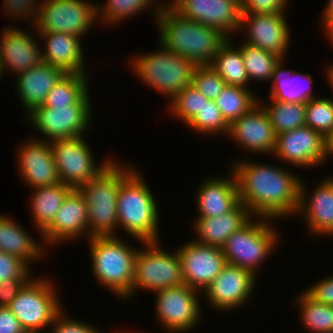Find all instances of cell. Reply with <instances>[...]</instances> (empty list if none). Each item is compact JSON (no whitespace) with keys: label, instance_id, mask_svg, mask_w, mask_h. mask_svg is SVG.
<instances>
[{"label":"cell","instance_id":"cell-1","mask_svg":"<svg viewBox=\"0 0 333 333\" xmlns=\"http://www.w3.org/2000/svg\"><path fill=\"white\" fill-rule=\"evenodd\" d=\"M235 175L240 203L252 217L275 218L296 215L301 179L289 170L269 164L235 161Z\"/></svg>","mask_w":333,"mask_h":333},{"label":"cell","instance_id":"cell-2","mask_svg":"<svg viewBox=\"0 0 333 333\" xmlns=\"http://www.w3.org/2000/svg\"><path fill=\"white\" fill-rule=\"evenodd\" d=\"M155 23L159 44L190 59L195 65H210L220 47L229 39L216 27L187 19L175 9L159 10Z\"/></svg>","mask_w":333,"mask_h":333},{"label":"cell","instance_id":"cell-3","mask_svg":"<svg viewBox=\"0 0 333 333\" xmlns=\"http://www.w3.org/2000/svg\"><path fill=\"white\" fill-rule=\"evenodd\" d=\"M151 192L136 169L119 187L116 204L118 228L121 226L138 242L159 241V211Z\"/></svg>","mask_w":333,"mask_h":333},{"label":"cell","instance_id":"cell-4","mask_svg":"<svg viewBox=\"0 0 333 333\" xmlns=\"http://www.w3.org/2000/svg\"><path fill=\"white\" fill-rule=\"evenodd\" d=\"M111 160L90 182L77 188L88 205L90 236L115 235L118 228L116 204L119 187L134 167Z\"/></svg>","mask_w":333,"mask_h":333},{"label":"cell","instance_id":"cell-5","mask_svg":"<svg viewBox=\"0 0 333 333\" xmlns=\"http://www.w3.org/2000/svg\"><path fill=\"white\" fill-rule=\"evenodd\" d=\"M115 236H91L88 239L92 271L102 286L125 300L132 291L135 257L139 249Z\"/></svg>","mask_w":333,"mask_h":333},{"label":"cell","instance_id":"cell-6","mask_svg":"<svg viewBox=\"0 0 333 333\" xmlns=\"http://www.w3.org/2000/svg\"><path fill=\"white\" fill-rule=\"evenodd\" d=\"M158 50L147 55L140 54L135 56V59L132 57V68L145 84L173 98L185 86L192 84L196 65L190 59L177 55L162 45Z\"/></svg>","mask_w":333,"mask_h":333},{"label":"cell","instance_id":"cell-7","mask_svg":"<svg viewBox=\"0 0 333 333\" xmlns=\"http://www.w3.org/2000/svg\"><path fill=\"white\" fill-rule=\"evenodd\" d=\"M270 220L263 217L257 221L251 219L234 232L221 248L227 263L249 270L256 276L258 265L269 257L278 243L277 231L270 225Z\"/></svg>","mask_w":333,"mask_h":333},{"label":"cell","instance_id":"cell-8","mask_svg":"<svg viewBox=\"0 0 333 333\" xmlns=\"http://www.w3.org/2000/svg\"><path fill=\"white\" fill-rule=\"evenodd\" d=\"M159 242H142L145 248H139L136 254L132 291L126 299L134 296L137 288L156 292L184 284L177 250L166 252L158 245Z\"/></svg>","mask_w":333,"mask_h":333},{"label":"cell","instance_id":"cell-9","mask_svg":"<svg viewBox=\"0 0 333 333\" xmlns=\"http://www.w3.org/2000/svg\"><path fill=\"white\" fill-rule=\"evenodd\" d=\"M48 279L31 278L7 306L26 332H42L64 310Z\"/></svg>","mask_w":333,"mask_h":333},{"label":"cell","instance_id":"cell-10","mask_svg":"<svg viewBox=\"0 0 333 333\" xmlns=\"http://www.w3.org/2000/svg\"><path fill=\"white\" fill-rule=\"evenodd\" d=\"M42 3L33 24L39 32H59L85 36L97 16V4L84 0H40ZM93 23V24H92ZM91 27V28H90Z\"/></svg>","mask_w":333,"mask_h":333},{"label":"cell","instance_id":"cell-11","mask_svg":"<svg viewBox=\"0 0 333 333\" xmlns=\"http://www.w3.org/2000/svg\"><path fill=\"white\" fill-rule=\"evenodd\" d=\"M90 101L88 93L78 104L56 108L41 106L26 117L36 128L35 130L47 138L45 141L78 137L90 126L92 117Z\"/></svg>","mask_w":333,"mask_h":333},{"label":"cell","instance_id":"cell-12","mask_svg":"<svg viewBox=\"0 0 333 333\" xmlns=\"http://www.w3.org/2000/svg\"><path fill=\"white\" fill-rule=\"evenodd\" d=\"M83 135L50 141L60 182L77 189L90 182L111 162L105 159L101 165L94 164L90 146Z\"/></svg>","mask_w":333,"mask_h":333},{"label":"cell","instance_id":"cell-13","mask_svg":"<svg viewBox=\"0 0 333 333\" xmlns=\"http://www.w3.org/2000/svg\"><path fill=\"white\" fill-rule=\"evenodd\" d=\"M155 295L156 317L169 333H184L200 322V306L197 291L185 284L158 290Z\"/></svg>","mask_w":333,"mask_h":333},{"label":"cell","instance_id":"cell-14","mask_svg":"<svg viewBox=\"0 0 333 333\" xmlns=\"http://www.w3.org/2000/svg\"><path fill=\"white\" fill-rule=\"evenodd\" d=\"M273 154L296 167H316L327 161V140L318 131L303 126L278 134Z\"/></svg>","mask_w":333,"mask_h":333},{"label":"cell","instance_id":"cell-15","mask_svg":"<svg viewBox=\"0 0 333 333\" xmlns=\"http://www.w3.org/2000/svg\"><path fill=\"white\" fill-rule=\"evenodd\" d=\"M178 248L184 284L197 291H205L227 263L220 247L194 240Z\"/></svg>","mask_w":333,"mask_h":333},{"label":"cell","instance_id":"cell-16","mask_svg":"<svg viewBox=\"0 0 333 333\" xmlns=\"http://www.w3.org/2000/svg\"><path fill=\"white\" fill-rule=\"evenodd\" d=\"M255 276L251 271L226 263L223 270L205 289L207 301L216 310L235 309L243 306L252 296Z\"/></svg>","mask_w":333,"mask_h":333},{"label":"cell","instance_id":"cell-17","mask_svg":"<svg viewBox=\"0 0 333 333\" xmlns=\"http://www.w3.org/2000/svg\"><path fill=\"white\" fill-rule=\"evenodd\" d=\"M284 15V13L242 14L239 30H247L246 35L248 34L244 42L281 58L286 57L290 34Z\"/></svg>","mask_w":333,"mask_h":333},{"label":"cell","instance_id":"cell-18","mask_svg":"<svg viewBox=\"0 0 333 333\" xmlns=\"http://www.w3.org/2000/svg\"><path fill=\"white\" fill-rule=\"evenodd\" d=\"M85 232V233H84ZM89 235L88 205L78 189H72L59 210L56 212L52 223L41 233L44 243L53 245L75 240L80 235ZM79 236V237H78Z\"/></svg>","mask_w":333,"mask_h":333},{"label":"cell","instance_id":"cell-19","mask_svg":"<svg viewBox=\"0 0 333 333\" xmlns=\"http://www.w3.org/2000/svg\"><path fill=\"white\" fill-rule=\"evenodd\" d=\"M228 136L254 153H274L277 135L260 102L229 125Z\"/></svg>","mask_w":333,"mask_h":333},{"label":"cell","instance_id":"cell-20","mask_svg":"<svg viewBox=\"0 0 333 333\" xmlns=\"http://www.w3.org/2000/svg\"><path fill=\"white\" fill-rule=\"evenodd\" d=\"M175 10L187 19L218 28L229 38L241 24V0H184Z\"/></svg>","mask_w":333,"mask_h":333},{"label":"cell","instance_id":"cell-21","mask_svg":"<svg viewBox=\"0 0 333 333\" xmlns=\"http://www.w3.org/2000/svg\"><path fill=\"white\" fill-rule=\"evenodd\" d=\"M36 138L19 146L17 157L20 175L32 189L60 183L50 141Z\"/></svg>","mask_w":333,"mask_h":333},{"label":"cell","instance_id":"cell-22","mask_svg":"<svg viewBox=\"0 0 333 333\" xmlns=\"http://www.w3.org/2000/svg\"><path fill=\"white\" fill-rule=\"evenodd\" d=\"M13 27H5L0 36V64L2 72L12 70L20 74L42 62V51L32 34ZM32 35V36H31ZM6 69V70H5Z\"/></svg>","mask_w":333,"mask_h":333},{"label":"cell","instance_id":"cell-23","mask_svg":"<svg viewBox=\"0 0 333 333\" xmlns=\"http://www.w3.org/2000/svg\"><path fill=\"white\" fill-rule=\"evenodd\" d=\"M303 181L300 183V213L307 222L309 231L318 235H333V177L326 178L314 188L312 196L306 193ZM311 197V198H310Z\"/></svg>","mask_w":333,"mask_h":333},{"label":"cell","instance_id":"cell-24","mask_svg":"<svg viewBox=\"0 0 333 333\" xmlns=\"http://www.w3.org/2000/svg\"><path fill=\"white\" fill-rule=\"evenodd\" d=\"M38 33L45 45L42 50L43 62L62 69L65 73L85 74L84 53L81 37L59 32ZM44 51V52H43ZM84 68V69H83Z\"/></svg>","mask_w":333,"mask_h":333},{"label":"cell","instance_id":"cell-25","mask_svg":"<svg viewBox=\"0 0 333 333\" xmlns=\"http://www.w3.org/2000/svg\"><path fill=\"white\" fill-rule=\"evenodd\" d=\"M66 73L49 63L42 62L38 67L30 68L18 74L15 87L20 95L19 100L27 114L35 108L41 107L49 91L58 83Z\"/></svg>","mask_w":333,"mask_h":333},{"label":"cell","instance_id":"cell-26","mask_svg":"<svg viewBox=\"0 0 333 333\" xmlns=\"http://www.w3.org/2000/svg\"><path fill=\"white\" fill-rule=\"evenodd\" d=\"M228 178H209L197 190L198 217H217L230 212L240 201L234 173Z\"/></svg>","mask_w":333,"mask_h":333},{"label":"cell","instance_id":"cell-27","mask_svg":"<svg viewBox=\"0 0 333 333\" xmlns=\"http://www.w3.org/2000/svg\"><path fill=\"white\" fill-rule=\"evenodd\" d=\"M248 208L238 203L230 212L215 217H198L194 223L196 242L220 247L234 233L245 226L252 218Z\"/></svg>","mask_w":333,"mask_h":333},{"label":"cell","instance_id":"cell-28","mask_svg":"<svg viewBox=\"0 0 333 333\" xmlns=\"http://www.w3.org/2000/svg\"><path fill=\"white\" fill-rule=\"evenodd\" d=\"M283 60L286 59L281 58L272 73L270 80L272 81L270 93L271 99L274 101L306 103L315 98L311 93V86L313 85V78H311V75L309 73L305 75L303 73L284 69ZM287 73L290 74V76H288ZM306 83L308 86H306Z\"/></svg>","mask_w":333,"mask_h":333},{"label":"cell","instance_id":"cell-29","mask_svg":"<svg viewBox=\"0 0 333 333\" xmlns=\"http://www.w3.org/2000/svg\"><path fill=\"white\" fill-rule=\"evenodd\" d=\"M44 247L29 236L14 220L0 214V251L30 261L43 258Z\"/></svg>","mask_w":333,"mask_h":333},{"label":"cell","instance_id":"cell-30","mask_svg":"<svg viewBox=\"0 0 333 333\" xmlns=\"http://www.w3.org/2000/svg\"><path fill=\"white\" fill-rule=\"evenodd\" d=\"M31 213L39 234H41L53 221L56 212L61 207L67 194L73 189L62 182L45 187L33 188Z\"/></svg>","mask_w":333,"mask_h":333},{"label":"cell","instance_id":"cell-31","mask_svg":"<svg viewBox=\"0 0 333 333\" xmlns=\"http://www.w3.org/2000/svg\"><path fill=\"white\" fill-rule=\"evenodd\" d=\"M229 38L218 50L210 66L222 77L227 85L248 88L249 81L242 54L238 46L232 45Z\"/></svg>","mask_w":333,"mask_h":333},{"label":"cell","instance_id":"cell-32","mask_svg":"<svg viewBox=\"0 0 333 333\" xmlns=\"http://www.w3.org/2000/svg\"><path fill=\"white\" fill-rule=\"evenodd\" d=\"M86 74L66 73L49 91L43 106L56 108L78 104L88 93Z\"/></svg>","mask_w":333,"mask_h":333},{"label":"cell","instance_id":"cell-33","mask_svg":"<svg viewBox=\"0 0 333 333\" xmlns=\"http://www.w3.org/2000/svg\"><path fill=\"white\" fill-rule=\"evenodd\" d=\"M259 101L260 99L258 100L248 88L234 85H226L215 99L216 105L229 125L249 112Z\"/></svg>","mask_w":333,"mask_h":333},{"label":"cell","instance_id":"cell-34","mask_svg":"<svg viewBox=\"0 0 333 333\" xmlns=\"http://www.w3.org/2000/svg\"><path fill=\"white\" fill-rule=\"evenodd\" d=\"M271 103L261 105L267 112L276 135L305 126V103L274 100Z\"/></svg>","mask_w":333,"mask_h":333},{"label":"cell","instance_id":"cell-35","mask_svg":"<svg viewBox=\"0 0 333 333\" xmlns=\"http://www.w3.org/2000/svg\"><path fill=\"white\" fill-rule=\"evenodd\" d=\"M298 297L304 328L311 333H333V306L315 301L306 292Z\"/></svg>","mask_w":333,"mask_h":333},{"label":"cell","instance_id":"cell-36","mask_svg":"<svg viewBox=\"0 0 333 333\" xmlns=\"http://www.w3.org/2000/svg\"><path fill=\"white\" fill-rule=\"evenodd\" d=\"M250 80H271L275 66L281 57L259 47L243 42L238 47Z\"/></svg>","mask_w":333,"mask_h":333},{"label":"cell","instance_id":"cell-37","mask_svg":"<svg viewBox=\"0 0 333 333\" xmlns=\"http://www.w3.org/2000/svg\"><path fill=\"white\" fill-rule=\"evenodd\" d=\"M153 0H107L106 5L102 4V6L97 5V16L99 19H103V23H109V25H113L114 23H118L120 21L123 22V19L130 18L132 15H137V13L148 10V7H155V21L157 13L159 12V3H154ZM156 4V5H155ZM153 5V6H152ZM126 17V18H125ZM113 23V24H112Z\"/></svg>","mask_w":333,"mask_h":333},{"label":"cell","instance_id":"cell-38","mask_svg":"<svg viewBox=\"0 0 333 333\" xmlns=\"http://www.w3.org/2000/svg\"><path fill=\"white\" fill-rule=\"evenodd\" d=\"M170 113L177 119L188 124L198 113H200L207 99L192 84L185 86L179 93L170 99Z\"/></svg>","mask_w":333,"mask_h":333},{"label":"cell","instance_id":"cell-39","mask_svg":"<svg viewBox=\"0 0 333 333\" xmlns=\"http://www.w3.org/2000/svg\"><path fill=\"white\" fill-rule=\"evenodd\" d=\"M305 126L321 133L326 139L333 132V100L313 98L305 103Z\"/></svg>","mask_w":333,"mask_h":333},{"label":"cell","instance_id":"cell-40","mask_svg":"<svg viewBox=\"0 0 333 333\" xmlns=\"http://www.w3.org/2000/svg\"><path fill=\"white\" fill-rule=\"evenodd\" d=\"M189 128L204 134H219L223 132L228 135L229 124L223 118L215 100H208L188 124Z\"/></svg>","mask_w":333,"mask_h":333},{"label":"cell","instance_id":"cell-41","mask_svg":"<svg viewBox=\"0 0 333 333\" xmlns=\"http://www.w3.org/2000/svg\"><path fill=\"white\" fill-rule=\"evenodd\" d=\"M192 85L207 99L215 100L227 84L210 65H196Z\"/></svg>","mask_w":333,"mask_h":333},{"label":"cell","instance_id":"cell-42","mask_svg":"<svg viewBox=\"0 0 333 333\" xmlns=\"http://www.w3.org/2000/svg\"><path fill=\"white\" fill-rule=\"evenodd\" d=\"M30 270L21 258L0 251V282L8 278H32Z\"/></svg>","mask_w":333,"mask_h":333},{"label":"cell","instance_id":"cell-43","mask_svg":"<svg viewBox=\"0 0 333 333\" xmlns=\"http://www.w3.org/2000/svg\"><path fill=\"white\" fill-rule=\"evenodd\" d=\"M38 2L39 0H4L3 4L5 6H3L2 9H4L11 18L17 16L18 18H23V20L27 18L35 22L42 4Z\"/></svg>","mask_w":333,"mask_h":333},{"label":"cell","instance_id":"cell-44","mask_svg":"<svg viewBox=\"0 0 333 333\" xmlns=\"http://www.w3.org/2000/svg\"><path fill=\"white\" fill-rule=\"evenodd\" d=\"M289 0H241L242 14L285 13ZM284 11V12H283Z\"/></svg>","mask_w":333,"mask_h":333},{"label":"cell","instance_id":"cell-45","mask_svg":"<svg viewBox=\"0 0 333 333\" xmlns=\"http://www.w3.org/2000/svg\"><path fill=\"white\" fill-rule=\"evenodd\" d=\"M63 315V316H62ZM64 312H61L54 320L50 333H100L95 326L65 317ZM53 329V330H52Z\"/></svg>","mask_w":333,"mask_h":333},{"label":"cell","instance_id":"cell-46","mask_svg":"<svg viewBox=\"0 0 333 333\" xmlns=\"http://www.w3.org/2000/svg\"><path fill=\"white\" fill-rule=\"evenodd\" d=\"M315 301L333 306V275L304 290Z\"/></svg>","mask_w":333,"mask_h":333},{"label":"cell","instance_id":"cell-47","mask_svg":"<svg viewBox=\"0 0 333 333\" xmlns=\"http://www.w3.org/2000/svg\"><path fill=\"white\" fill-rule=\"evenodd\" d=\"M31 278H8L0 282V307H7Z\"/></svg>","mask_w":333,"mask_h":333},{"label":"cell","instance_id":"cell-48","mask_svg":"<svg viewBox=\"0 0 333 333\" xmlns=\"http://www.w3.org/2000/svg\"><path fill=\"white\" fill-rule=\"evenodd\" d=\"M0 333H27L8 307H0Z\"/></svg>","mask_w":333,"mask_h":333},{"label":"cell","instance_id":"cell-49","mask_svg":"<svg viewBox=\"0 0 333 333\" xmlns=\"http://www.w3.org/2000/svg\"><path fill=\"white\" fill-rule=\"evenodd\" d=\"M324 9L325 10L322 11L321 22L323 21V27L325 28L331 21H333V0H328Z\"/></svg>","mask_w":333,"mask_h":333},{"label":"cell","instance_id":"cell-50","mask_svg":"<svg viewBox=\"0 0 333 333\" xmlns=\"http://www.w3.org/2000/svg\"><path fill=\"white\" fill-rule=\"evenodd\" d=\"M184 0H173L169 4H165V6L162 4L159 5V10H168V9H175L180 3Z\"/></svg>","mask_w":333,"mask_h":333},{"label":"cell","instance_id":"cell-51","mask_svg":"<svg viewBox=\"0 0 333 333\" xmlns=\"http://www.w3.org/2000/svg\"><path fill=\"white\" fill-rule=\"evenodd\" d=\"M326 75L331 88L333 89V65H329L326 69ZM333 100V98H331Z\"/></svg>","mask_w":333,"mask_h":333},{"label":"cell","instance_id":"cell-52","mask_svg":"<svg viewBox=\"0 0 333 333\" xmlns=\"http://www.w3.org/2000/svg\"><path fill=\"white\" fill-rule=\"evenodd\" d=\"M327 140V157H330L329 154H333V132L329 135Z\"/></svg>","mask_w":333,"mask_h":333},{"label":"cell","instance_id":"cell-53","mask_svg":"<svg viewBox=\"0 0 333 333\" xmlns=\"http://www.w3.org/2000/svg\"><path fill=\"white\" fill-rule=\"evenodd\" d=\"M325 30L328 34V37L330 39V41L332 42L331 44H333V21H331L326 27Z\"/></svg>","mask_w":333,"mask_h":333},{"label":"cell","instance_id":"cell-54","mask_svg":"<svg viewBox=\"0 0 333 333\" xmlns=\"http://www.w3.org/2000/svg\"><path fill=\"white\" fill-rule=\"evenodd\" d=\"M3 74V72H2V67H1V64H0V79H1V75Z\"/></svg>","mask_w":333,"mask_h":333},{"label":"cell","instance_id":"cell-55","mask_svg":"<svg viewBox=\"0 0 333 333\" xmlns=\"http://www.w3.org/2000/svg\"><path fill=\"white\" fill-rule=\"evenodd\" d=\"M27 333H43V331L42 332H27ZM49 333H50V331H49Z\"/></svg>","mask_w":333,"mask_h":333}]
</instances>
